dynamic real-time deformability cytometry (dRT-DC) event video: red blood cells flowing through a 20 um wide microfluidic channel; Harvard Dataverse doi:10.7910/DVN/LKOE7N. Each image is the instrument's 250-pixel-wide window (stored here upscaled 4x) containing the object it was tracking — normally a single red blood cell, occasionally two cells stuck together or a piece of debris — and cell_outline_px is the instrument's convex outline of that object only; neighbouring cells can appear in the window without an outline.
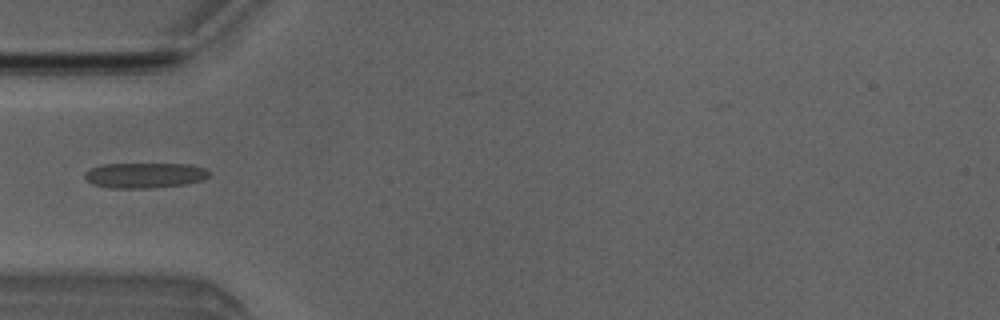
{"species": "Egyptian fruit bat (a non-hibernating species)", "species_latin": "Rousettus aegyptiacus", "temperature_condition": "room temperature", "stored_images_in_passage": 5, "camera_frame_rate_fps": 3000, "um_per_image_px": 0.085, "animal": {"sex": "male"}, "frame": {"image": 1, "passage_image": 5, "time_ms": 4.667, "image_size_px": [1000, 320], "cell_outline_px": [[208, 176], [204, 180], [184, 184], [148, 188], [112, 188], [92, 184], [84, 176], [84, 172], [100, 164], [188, 164], [204, 168], [208, 172]], "centroid_in_image_um": [12.27, 14.9], "position_along_channel_um": 72.7, "area_um2": 18.21}}